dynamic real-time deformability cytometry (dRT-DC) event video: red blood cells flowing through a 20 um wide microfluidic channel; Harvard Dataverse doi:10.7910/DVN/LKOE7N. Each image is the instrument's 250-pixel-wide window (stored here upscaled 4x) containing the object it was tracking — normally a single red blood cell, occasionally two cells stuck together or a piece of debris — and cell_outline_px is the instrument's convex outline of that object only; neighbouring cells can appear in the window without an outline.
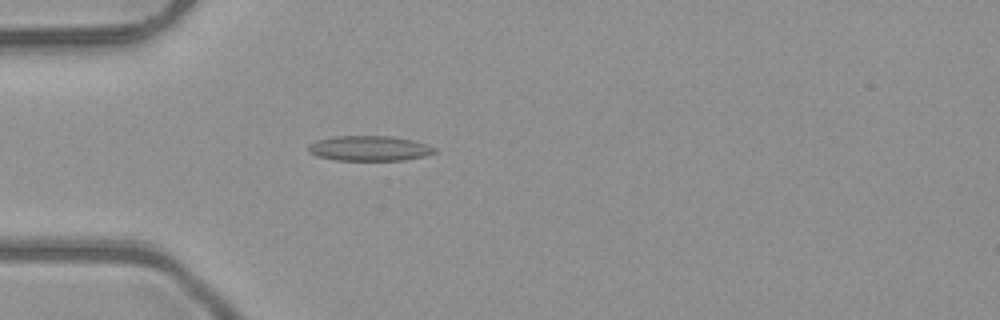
{"species": "common noctule bat (a hibernating species)", "species_latin": "Nyctalus noctula", "temperature_condition": "room temperature", "stored_images_in_passage": 43, "camera_frame_rate_fps": 3000, "um_per_image_px": 0.085, "animal": {"sex": "male", "body_mass_g": 23.1, "forearm_length_mm": 52.7}, "frame": {"image": 1, "passage_image": 7, "time_ms": 2.0, "image_size_px": [1000, 320], "cell_outline_px": [[436, 152], [424, 156], [404, 160], [336, 160], [316, 156], [308, 152], [308, 144], [316, 140], [332, 136], [392, 136], [412, 140], [436, 148]], "centroid_in_image_um": [31.34, 12.6], "position_along_channel_um": 53.7, "area_um2": 18.5}}
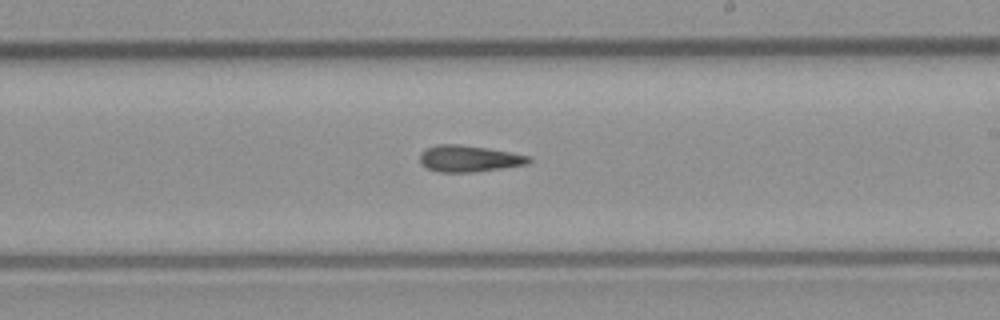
{"frame": {"image": 2, "passage_image": 22, "time_ms": 7.0, "image_size_px": [1000, 320], "cell_outline_px": [[532, 160], [528, 164], [476, 172], [440, 172], [428, 168], [420, 160], [420, 152], [424, 148], [436, 144], [460, 144], [488, 148], [528, 156]], "centroid_in_image_um": [39.84, 13.47], "position_along_channel_um": 249.2, "area_um2": 16.76}}
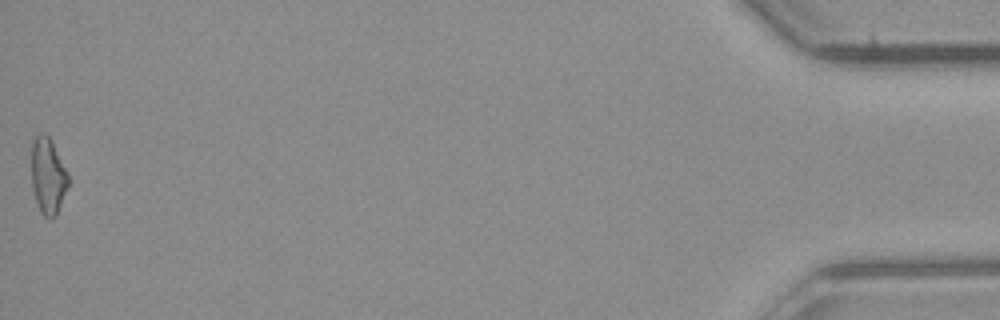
{"frame": {"image": 3, "passage_image": 43, "time_ms": 14.0, "image_size_px": [1000, 320], "cell_outline_px": [[68, 184], [56, 216], [52, 220], [44, 216], [40, 212], [32, 188], [32, 144], [36, 136], [40, 132], [48, 136], [52, 140], [68, 172]], "centroid_in_image_um": [4.08, 14.96], "position_along_channel_um": 431.1, "area_um2": 16.3}}